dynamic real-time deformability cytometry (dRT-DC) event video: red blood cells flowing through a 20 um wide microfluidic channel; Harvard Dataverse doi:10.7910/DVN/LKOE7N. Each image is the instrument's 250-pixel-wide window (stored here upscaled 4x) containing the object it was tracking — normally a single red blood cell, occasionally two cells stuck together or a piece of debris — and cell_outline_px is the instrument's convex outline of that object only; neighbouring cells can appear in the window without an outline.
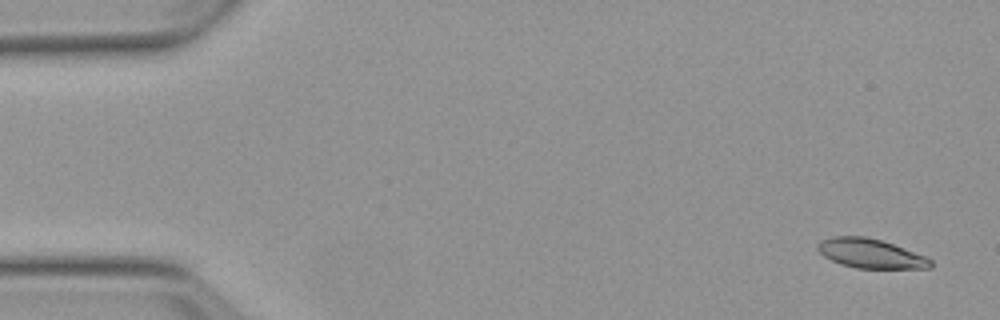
{"species": "Egyptian fruit bat (a non-hibernating species)", "species_latin": "Rousettus aegyptiacus", "temperature_condition": "warm", "stored_images_in_passage": 6, "camera_frame_rate_fps": 3000, "um_per_image_px": 0.085, "animal": {"sex": "female"}, "frame": {"image": 1, "passage_image": 1, "time_ms": 0.0, "image_size_px": [1000, 320], "cell_outline_px": [[932, 268], [856, 268], [840, 264], [824, 256], [816, 248], [816, 244], [820, 240], [832, 236], [864, 236], [880, 240], [892, 244], [924, 256], [932, 260]], "centroid_in_image_um": [73.95, 21.54], "position_along_channel_um": 11.1, "area_um2": 19.13}}
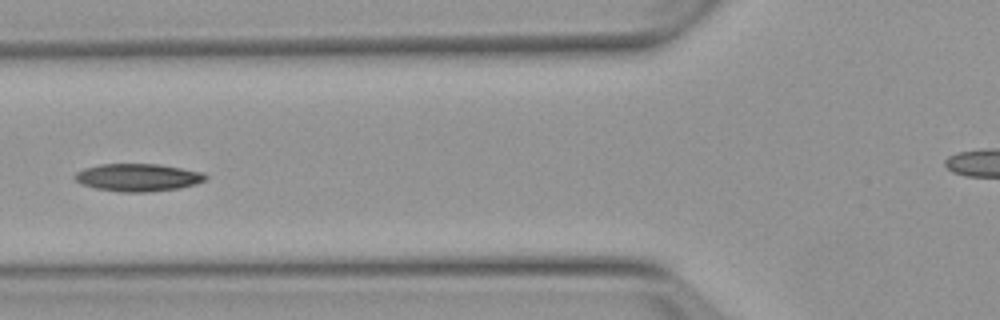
{"frame": {"image": 2, "passage_image": 6, "time_ms": 6.0, "image_size_px": [1000, 320], "cell_outline_px": [[208, 176], [204, 180], [196, 184], [180, 188], [148, 192], [120, 192], [96, 188], [80, 184], [72, 176], [76, 172], [84, 168], [100, 164], [160, 164], [204, 172]], "centroid_in_image_um": [11.72, 15.08], "position_along_channel_um": 114.1, "area_um2": 21.21}}